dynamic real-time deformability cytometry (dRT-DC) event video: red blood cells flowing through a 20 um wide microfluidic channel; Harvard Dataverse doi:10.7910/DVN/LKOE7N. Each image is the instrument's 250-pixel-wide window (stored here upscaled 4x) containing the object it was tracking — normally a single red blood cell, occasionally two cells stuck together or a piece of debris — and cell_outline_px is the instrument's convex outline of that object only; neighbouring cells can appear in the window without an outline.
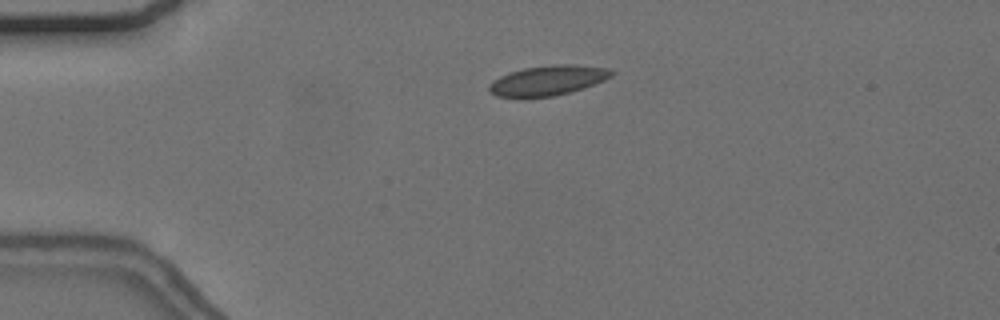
{"species": "common noctule bat (a hibernating species)", "species_latin": "Nyctalus noctula", "temperature_condition": "cold", "stored_images_in_passage": 39, "camera_frame_rate_fps": 3000, "um_per_image_px": 0.085, "animal": {"sex": "female", "body_mass_g": 24.6, "forearm_length_mm": 56.2}, "frame": {"image": 1, "passage_image": 2, "time_ms": 0.333, "image_size_px": [1000, 320], "cell_outline_px": [[616, 72], [612, 76], [604, 80], [584, 88], [556, 96], [524, 100], [516, 100], [496, 96], [488, 92], [488, 84], [492, 80], [508, 72], [524, 68], [556, 64], [576, 64], [608, 68]], "centroid_in_image_um": [46.49, 6.88], "position_along_channel_um": 38.5, "area_um2": 22.37}}
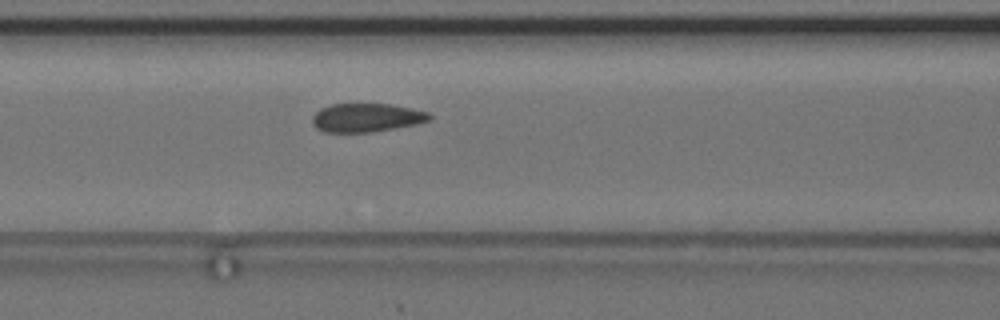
{"frame": {"image": 2, "passage_image": 13, "time_ms": 4.0, "image_size_px": [1000, 320], "cell_outline_px": [[432, 120], [416, 124], [372, 132], [324, 132], [316, 128], [312, 124], [312, 116], [320, 108], [332, 104], [392, 104], [412, 108], [428, 112], [432, 116]], "centroid_in_image_um": [31.15, 10.0], "position_along_channel_um": 135.4, "area_um2": 19.65}}
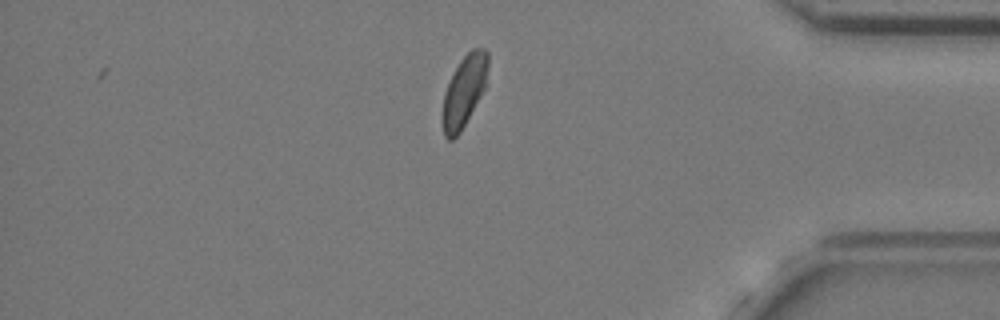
{"frame": {"image": 3, "passage_image": 37, "time_ms": 12.0, "image_size_px": [1000, 320], "cell_outline_px": [[488, 64], [484, 88], [480, 96], [460, 132], [452, 140], [448, 140], [444, 136], [440, 120], [444, 92], [460, 60], [472, 48], [484, 48], [488, 52]], "centroid_in_image_um": [39.41, 7.78], "position_along_channel_um": 395.8, "area_um2": 18.79}, "authors_computed_cell_mechanics": {"area_um2": 20.4612, "velocity_mm_per_s": 3.6161, "shape_relaxation_time_tau1_ms": 4.5497, "shape_relaxation_time_tau2_ms": null, "deformation_change_tau1": 0.1054, "deformation_change_tau2": null}}